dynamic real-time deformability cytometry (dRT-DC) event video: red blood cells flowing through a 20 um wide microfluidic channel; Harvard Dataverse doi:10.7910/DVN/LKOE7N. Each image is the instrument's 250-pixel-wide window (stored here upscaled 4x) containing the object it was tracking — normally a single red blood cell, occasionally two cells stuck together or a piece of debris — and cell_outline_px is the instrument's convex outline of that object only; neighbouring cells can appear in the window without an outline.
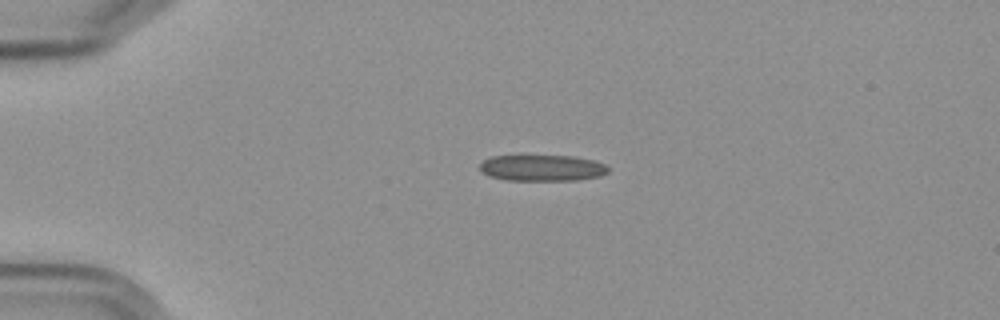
{"species": "Egyptian fruit bat (a non-hibernating species)", "species_latin": "Rousettus aegyptiacus", "temperature_condition": "cold", "stored_images_in_passage": 44, "camera_frame_rate_fps": 3000, "um_per_image_px": 0.085, "frame": {"image": 1, "passage_image": 1, "time_ms": 0.0, "image_size_px": [1000, 320], "cell_outline_px": [[608, 172], [600, 176], [576, 180], [508, 180], [488, 176], [480, 168], [480, 164], [484, 160], [492, 156], [572, 156], [592, 160], [604, 164], [608, 168]], "centroid_in_image_um": [46.08, 14.28], "position_along_channel_um": 38.9, "area_um2": 19.36}}
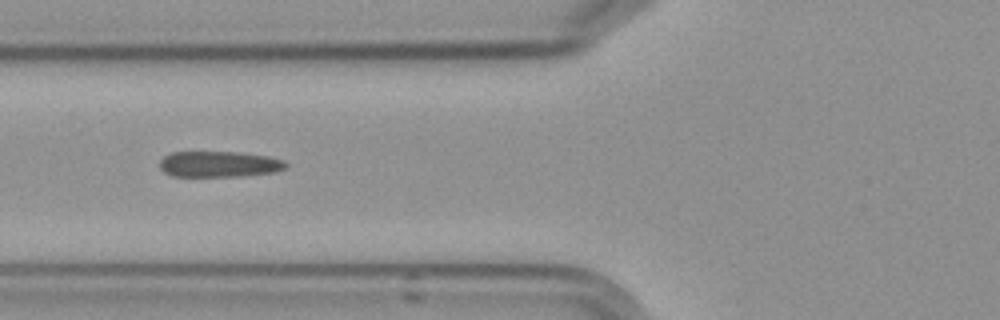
{"frame": {"image": 2, "passage_image": 10, "time_ms": 3.0, "image_size_px": [1000, 320], "cell_outline_px": [[288, 168], [276, 172], [240, 176], [172, 176], [164, 172], [160, 168], [160, 160], [164, 156], [172, 152], [240, 152], [268, 156], [284, 160], [288, 164]], "centroid_in_image_um": [18.66, 13.95], "position_along_channel_um": 107.1, "area_um2": 19.19}}
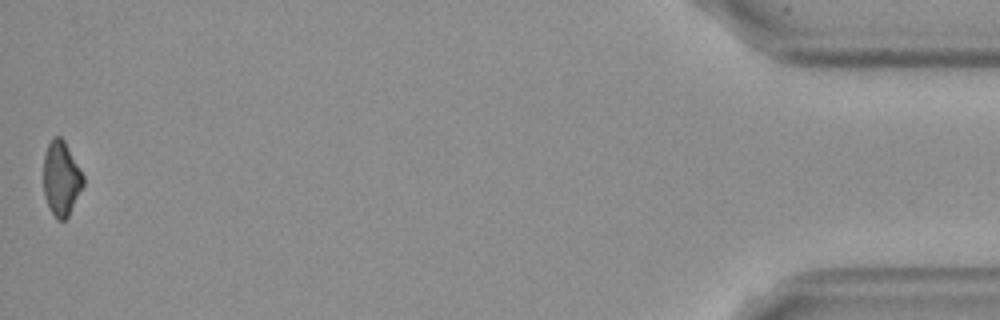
{"frame": {"image": 3, "passage_image": 44, "time_ms": 14.333, "image_size_px": [1000, 320], "cell_outline_px": [[84, 184], [68, 216], [64, 220], [56, 220], [44, 196], [44, 152], [52, 136], [60, 136], [64, 140], [84, 176]], "centroid_in_image_um": [5.2, 15.15], "position_along_channel_um": 430.0, "area_um2": 17.17}, "authors_computed_cell_mechanics": {"area_um2": 19.363, "velocity_mm_per_s": 3.6018, "shape_relaxation_time_tau1_ms": 11.2863, "shape_relaxation_time_tau2_ms": 3.2102, "deformation_change_tau1": 0.2227, "deformation_change_tau2": 0.1201}}